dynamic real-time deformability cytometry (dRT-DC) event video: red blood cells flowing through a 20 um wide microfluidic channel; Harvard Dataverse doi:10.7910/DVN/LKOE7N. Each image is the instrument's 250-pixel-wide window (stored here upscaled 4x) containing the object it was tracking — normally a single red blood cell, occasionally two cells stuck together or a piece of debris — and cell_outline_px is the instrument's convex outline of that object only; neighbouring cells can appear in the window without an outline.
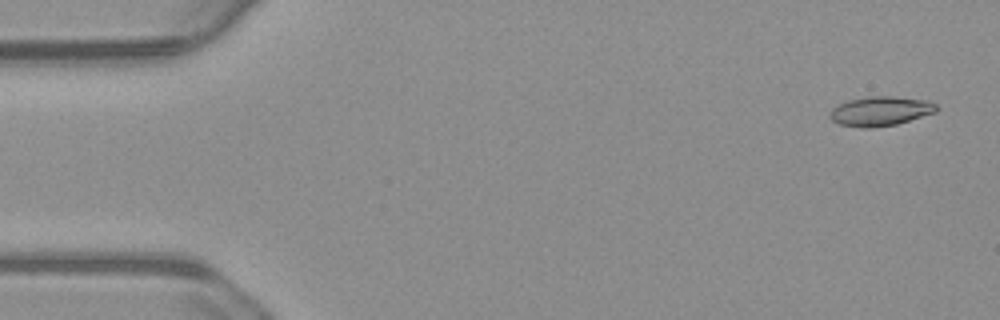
{"species": "common noctule bat (a hibernating species)", "species_latin": "Nyctalus noctula", "temperature_condition": "warm", "stored_images_in_passage": 55, "camera_frame_rate_fps": 3000, "um_per_image_px": 0.085, "animal": {"sex": "male", "body_mass_g": 23.1, "forearm_length_mm": 52.7}, "frame": {"image": 1, "passage_image": 2, "time_ms": 0.333, "image_size_px": [1000, 320], "cell_outline_px": [[940, 108], [936, 112], [896, 124], [872, 128], [864, 128], [840, 124], [832, 120], [828, 116], [832, 108], [836, 104], [848, 100], [868, 96], [892, 96], [928, 100], [936, 104]], "centroid_in_image_um": [74.83, 9.43], "position_along_channel_um": 10.2, "area_um2": 18.44}}
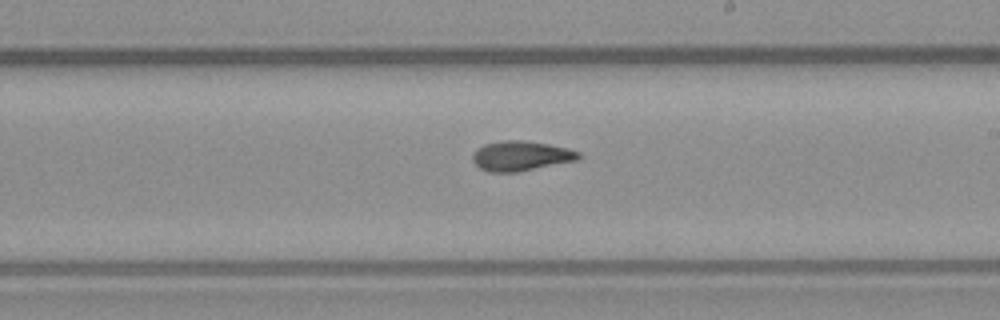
{"frame": {"image": 2, "passage_image": 31, "time_ms": 10.0, "image_size_px": [1000, 320], "cell_outline_px": [[580, 160], [516, 172], [488, 172], [480, 168], [472, 160], [472, 156], [476, 148], [484, 144], [500, 140], [524, 140], [548, 144], [568, 148], [580, 152]], "centroid_in_image_um": [44.28, 13.24], "position_along_channel_um": 244.7, "area_um2": 18.61}}
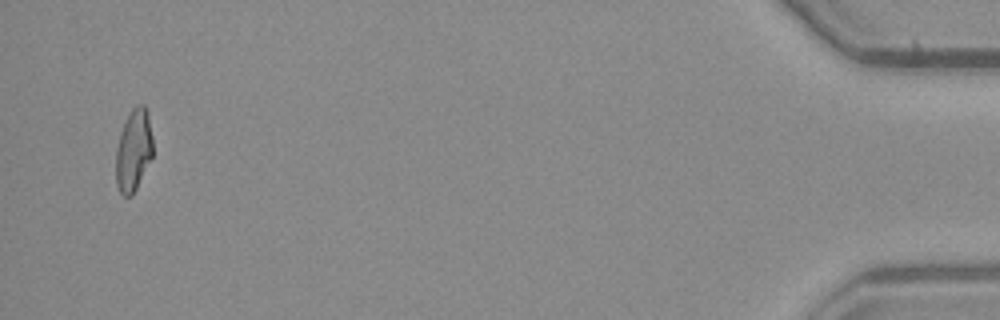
{"frame": {"image": 3, "passage_image": 53, "time_ms": 17.333, "image_size_px": [1000, 320], "cell_outline_px": [[152, 156], [132, 196], [124, 196], [120, 192], [116, 184], [116, 148], [120, 132], [132, 108], [136, 104], [144, 104], [148, 112], [152, 136]], "centroid_in_image_um": [11.35, 12.75], "position_along_channel_um": 423.9, "area_um2": 17.57}, "authors_computed_cell_mechanics": {"area_um2": 17.9758, "velocity_mm_per_s": 3.7232, "shape_relaxation_time_tau1_ms": null, "shape_relaxation_time_tau2_ms": 4.0289, "deformation_change_tau1": null, "deformation_change_tau2": 0.1246}}